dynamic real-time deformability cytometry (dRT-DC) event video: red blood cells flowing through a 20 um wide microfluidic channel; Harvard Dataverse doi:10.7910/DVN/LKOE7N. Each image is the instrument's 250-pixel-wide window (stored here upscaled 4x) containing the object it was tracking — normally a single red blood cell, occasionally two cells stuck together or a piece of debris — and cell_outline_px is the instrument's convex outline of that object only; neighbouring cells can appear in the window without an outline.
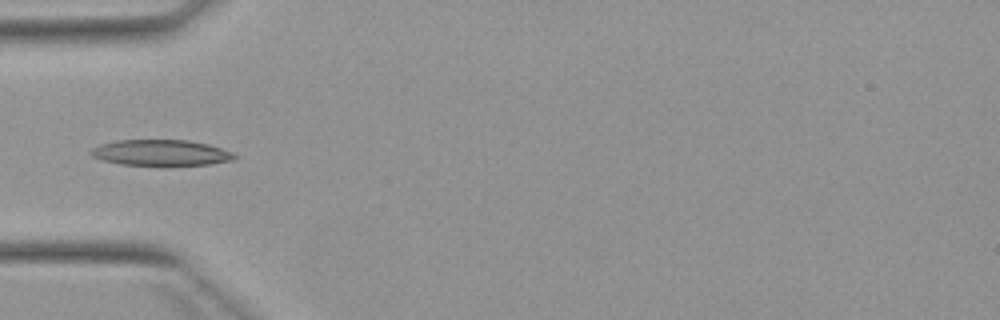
{"species": "Egyptian fruit bat (a non-hibernating species)", "species_latin": "Rousettus aegyptiacus", "temperature_condition": "warm", "stored_images_in_passage": 6, "camera_frame_rate_fps": 3000, "um_per_image_px": 0.085, "animal": {"sex": "female"}, "frame": {"image": 1, "passage_image": 5, "time_ms": 4.667, "image_size_px": [1000, 320], "cell_outline_px": [[236, 156], [232, 160], [208, 164], [120, 164], [100, 160], [92, 156], [88, 152], [92, 148], [100, 144], [116, 140], [188, 140], [208, 144], [232, 152]], "centroid_in_image_um": [13.61, 12.96], "position_along_channel_um": 71.4, "area_um2": 21.27}}
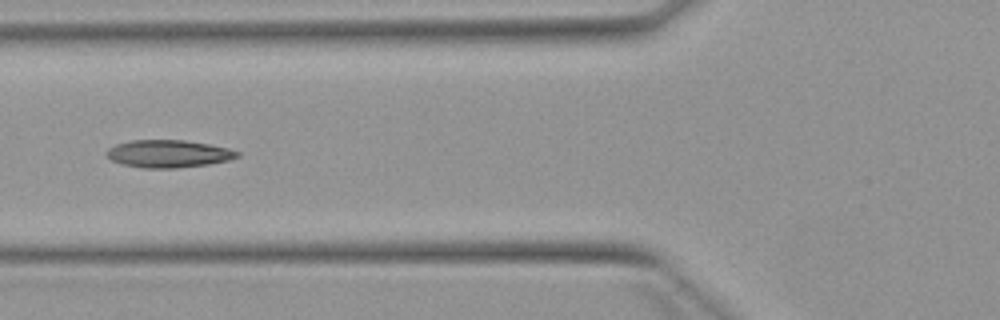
{"frame": {"image": 2, "passage_image": 6, "time_ms": 5.667, "image_size_px": [1000, 320], "cell_outline_px": [[240, 156], [228, 160], [208, 164], [176, 168], [144, 168], [120, 164], [104, 156], [104, 152], [108, 148], [116, 144], [132, 140], [184, 140], [208, 144], [228, 148], [240, 152]], "centroid_in_image_um": [14.27, 13.07], "position_along_channel_um": 111.5, "area_um2": 21.1}}